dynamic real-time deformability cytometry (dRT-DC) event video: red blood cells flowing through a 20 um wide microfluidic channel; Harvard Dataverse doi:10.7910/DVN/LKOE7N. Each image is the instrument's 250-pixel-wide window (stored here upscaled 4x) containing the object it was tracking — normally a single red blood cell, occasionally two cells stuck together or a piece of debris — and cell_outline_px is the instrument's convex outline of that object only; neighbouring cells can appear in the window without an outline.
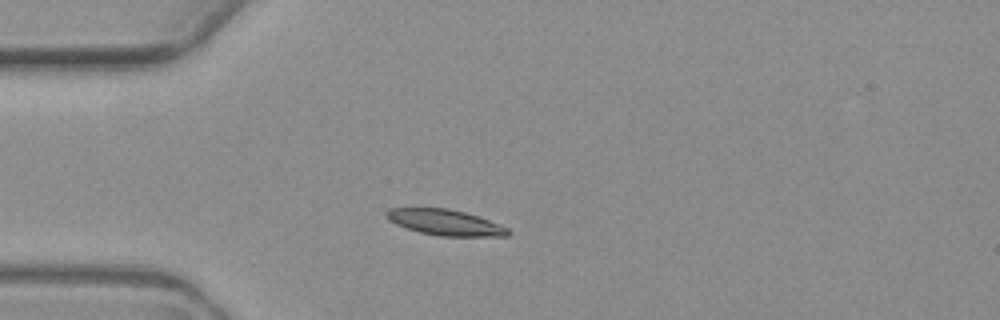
{"species": "common noctule bat (a hibernating species)", "species_latin": "Nyctalus noctula", "temperature_condition": "warm", "stored_images_in_passage": 5, "camera_frame_rate_fps": 3000, "um_per_image_px": 0.085, "animal": {"sex": "female", "body_mass_g": 19.3, "forearm_length_mm": 54.1}, "frame": {"image": 1, "passage_image": 1, "time_ms": 0.0, "image_size_px": [1000, 320], "cell_outline_px": [[512, 232], [508, 236], [440, 236], [420, 232], [396, 224], [388, 220], [388, 208], [448, 208], [464, 212], [500, 224], [508, 228]], "centroid_in_image_um": [37.88, 18.91], "position_along_channel_um": 47.1, "area_um2": 18.03}}
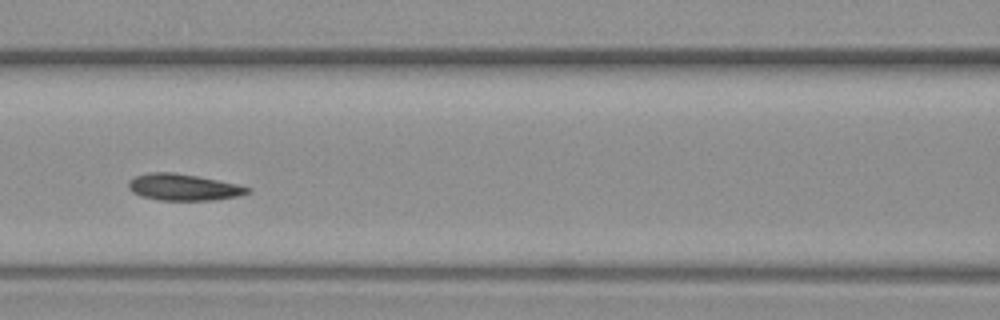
{"frame": {"image": 2, "passage_image": 4, "time_ms": 3.333, "image_size_px": [1000, 320], "cell_outline_px": [[252, 188], [248, 192], [240, 196], [212, 200], [160, 200], [140, 196], [132, 192], [128, 188], [128, 180], [136, 176], [148, 172], [172, 172], [196, 176], [236, 184]], "centroid_in_image_um": [15.55, 15.91], "position_along_channel_um": 151.1, "area_um2": 18.32}}
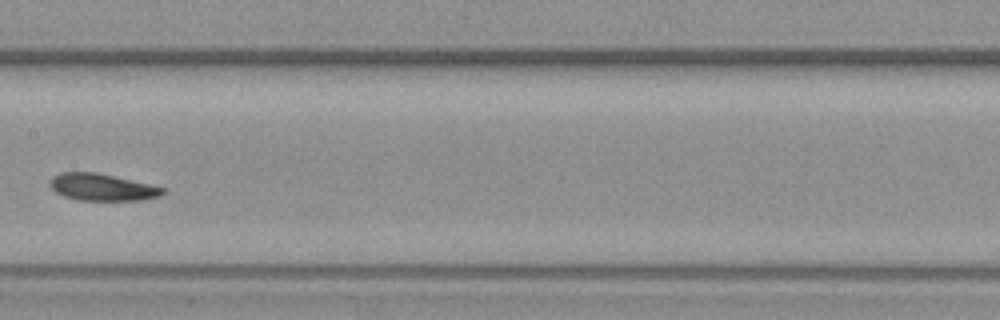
{"frame": {"image": 3, "passage_image": 5, "time_ms": 4.667, "image_size_px": [1000, 320], "cell_outline_px": [[168, 192], [160, 196], [140, 200], [80, 200], [64, 196], [56, 192], [48, 184], [48, 180], [52, 176], [60, 172], [96, 172], [148, 184], [164, 188]], "centroid_in_image_um": [8.65, 15.91], "position_along_channel_um": 198.8, "area_um2": 17.69}}